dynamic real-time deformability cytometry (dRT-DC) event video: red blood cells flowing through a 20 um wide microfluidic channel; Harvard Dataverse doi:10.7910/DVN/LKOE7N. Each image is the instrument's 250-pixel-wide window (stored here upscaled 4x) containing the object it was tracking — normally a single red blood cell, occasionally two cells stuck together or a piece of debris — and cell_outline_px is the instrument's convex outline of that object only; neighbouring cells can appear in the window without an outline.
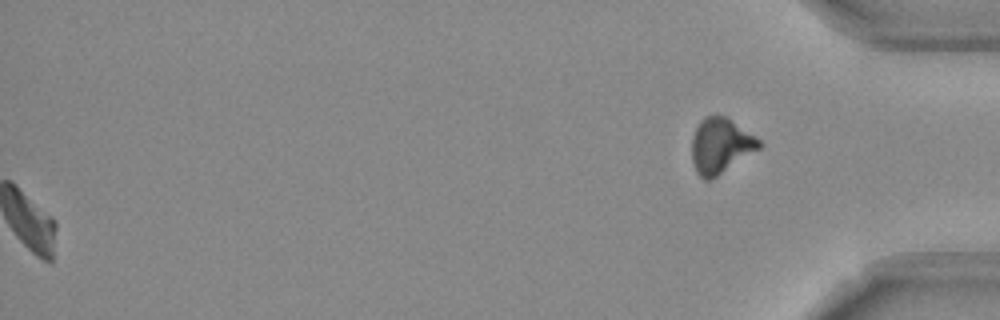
{"species": "Egyptian fruit bat (a non-hibernating species)", "species_latin": "Rousettus aegyptiacus", "temperature_condition": "room temperature", "stored_images_in_passage": 53, "segment_of_instrument_passage": [2, 2], "camera_frame_rate_fps": 3000, "um_per_image_px": 0.085, "frame": {"image": 1, "passage_image": 53, "time_ms": 17.333, "image_size_px": [1000, 320], "cell_outline_px": [[764, 144], [760, 148], [716, 176], [708, 180], [704, 180], [696, 172], [692, 160], [692, 136], [700, 120], [704, 116], [724, 116], [760, 140]], "centroid_in_image_um": [61.22, 12.39], "position_along_channel_um": 374.0, "area_um2": 21.21}}